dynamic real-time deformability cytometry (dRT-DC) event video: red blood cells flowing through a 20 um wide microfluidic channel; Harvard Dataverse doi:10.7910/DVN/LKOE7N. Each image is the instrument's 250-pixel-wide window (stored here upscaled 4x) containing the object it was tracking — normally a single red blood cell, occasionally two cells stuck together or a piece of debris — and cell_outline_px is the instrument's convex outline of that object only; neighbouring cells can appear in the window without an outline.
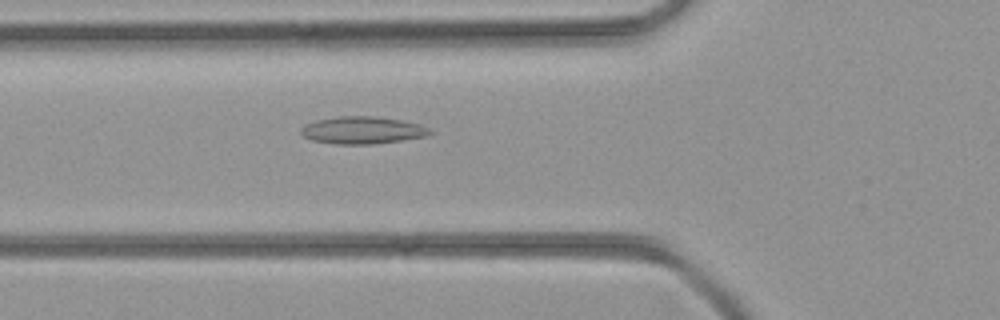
{"species": "common noctule bat (a hibernating species)", "species_latin": "Nyctalus noctula", "temperature_condition": "room temperature", "stored_images_in_passage": 38, "camera_frame_rate_fps": 3000, "um_per_image_px": 0.085, "animal": {"sex": "female", "body_mass_g": 21.9}, "frame": {"image": 1, "passage_image": 11, "time_ms": 3.333, "image_size_px": [1000, 320], "cell_outline_px": [[432, 132], [424, 136], [400, 140], [372, 144], [336, 144], [312, 140], [304, 136], [300, 132], [300, 128], [304, 124], [316, 120], [336, 116], [372, 116], [400, 120], [420, 124], [428, 128]], "centroid_in_image_um": [30.74, 11.06], "position_along_channel_um": 95.1, "area_um2": 20.35}}
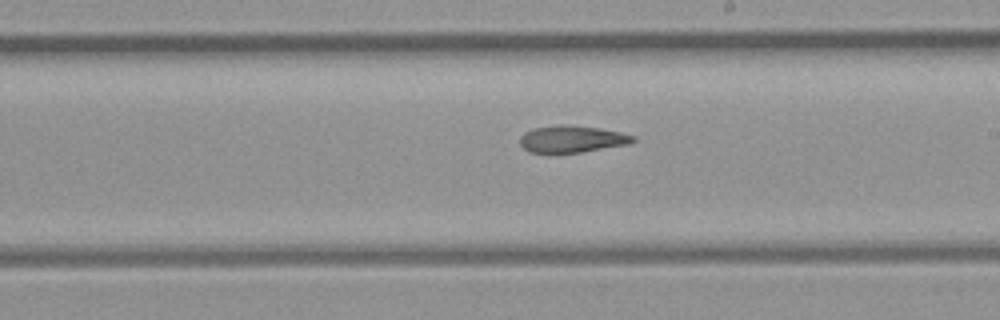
{"frame": {"image": 2, "passage_image": 20, "time_ms": 6.333, "image_size_px": [1000, 320], "cell_outline_px": [[636, 140], [628, 144], [580, 152], [528, 152], [520, 144], [520, 136], [524, 132], [532, 128], [564, 124], [568, 124], [600, 128], [620, 132], [636, 136]], "centroid_in_image_um": [48.61, 11.8], "position_along_channel_um": 240.4, "area_um2": 17.69}}
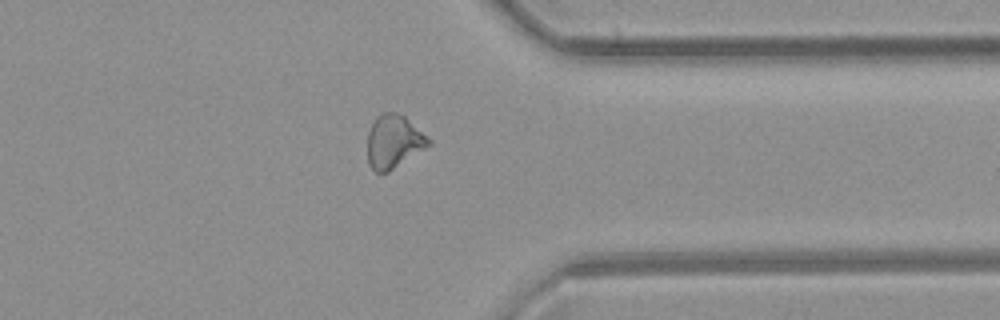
{"frame": {"image": 3, "passage_image": 29, "time_ms": 9.333, "image_size_px": [1000, 320], "cell_outline_px": [[432, 144], [388, 172], [376, 172], [368, 164], [368, 132], [376, 116], [380, 112], [396, 112], [404, 116], [432, 140]], "centroid_in_image_um": [33.47, 12.02], "position_along_channel_um": 377.9, "area_um2": 18.96}}